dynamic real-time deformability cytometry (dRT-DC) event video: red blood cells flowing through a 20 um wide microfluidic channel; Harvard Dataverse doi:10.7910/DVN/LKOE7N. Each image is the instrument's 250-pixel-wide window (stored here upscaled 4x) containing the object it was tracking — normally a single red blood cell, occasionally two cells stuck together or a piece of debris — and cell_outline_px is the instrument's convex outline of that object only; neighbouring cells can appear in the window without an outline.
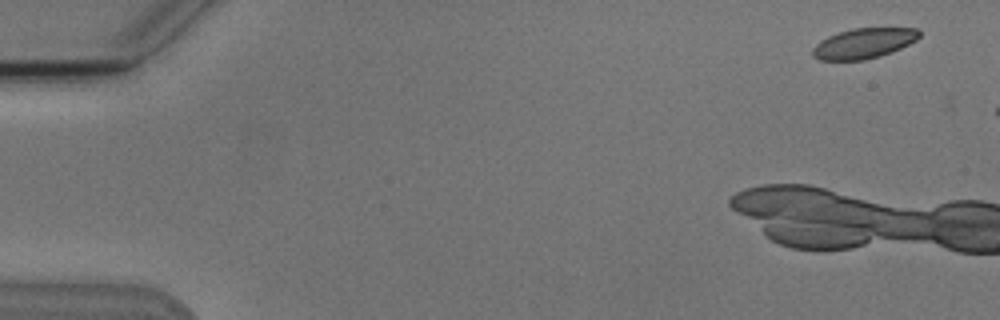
{"species": "Egyptian fruit bat (a non-hibernating species)", "species_latin": "Rousettus aegyptiacus", "temperature_condition": "cold", "stored_images_in_passage": 5, "camera_frame_rate_fps": 3000, "um_per_image_px": 0.085, "animal": {"sex": "male"}, "frame": {"image": 1, "passage_image": 1, "time_ms": 0.0, "image_size_px": [1000, 320], "cell_outline_px": [[920, 36], [916, 40], [892, 52], [880, 56], [864, 60], [820, 60], [812, 56], [812, 48], [820, 40], [828, 36], [852, 28], [916, 28], [920, 32]], "centroid_in_image_um": [73.39, 3.69], "position_along_channel_um": 11.6, "area_um2": 18.79}}